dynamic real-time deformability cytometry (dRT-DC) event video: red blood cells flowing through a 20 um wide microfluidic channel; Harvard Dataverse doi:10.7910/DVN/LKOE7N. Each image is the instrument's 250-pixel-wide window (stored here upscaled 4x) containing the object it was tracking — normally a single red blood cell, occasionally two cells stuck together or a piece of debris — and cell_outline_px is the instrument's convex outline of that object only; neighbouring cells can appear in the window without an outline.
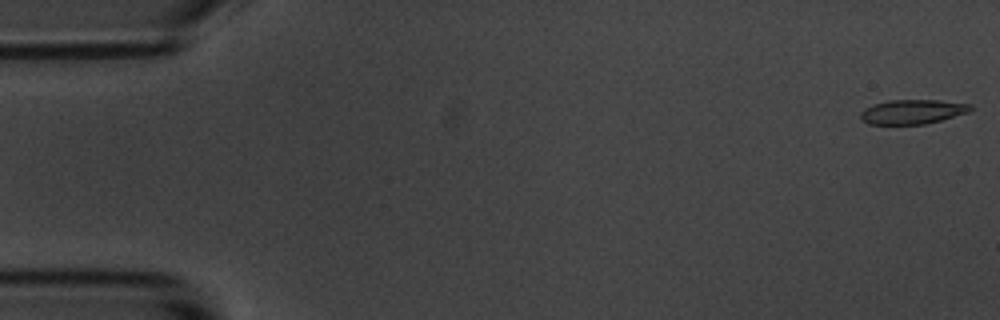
{"species": "common noctule bat (a hibernating species)", "species_latin": "Nyctalus noctula", "temperature_condition": "room temperature", "stored_images_in_passage": 10, "camera_frame_rate_fps": 3000, "um_per_image_px": 0.085, "animal": {"sex": "male", "body_mass_g": 20.1, "forearm_length_mm": 53.5}, "frame": {"image": 1, "passage_image": 1, "time_ms": 0.0, "image_size_px": [1000, 320], "cell_outline_px": [[972, 108], [968, 112], [940, 120], [924, 124], [868, 124], [860, 120], [860, 112], [864, 108], [872, 104], [888, 100], [936, 100], [972, 104]], "centroid_in_image_um": [77.5, 9.49], "position_along_channel_um": 7.5, "area_um2": 15.66}}
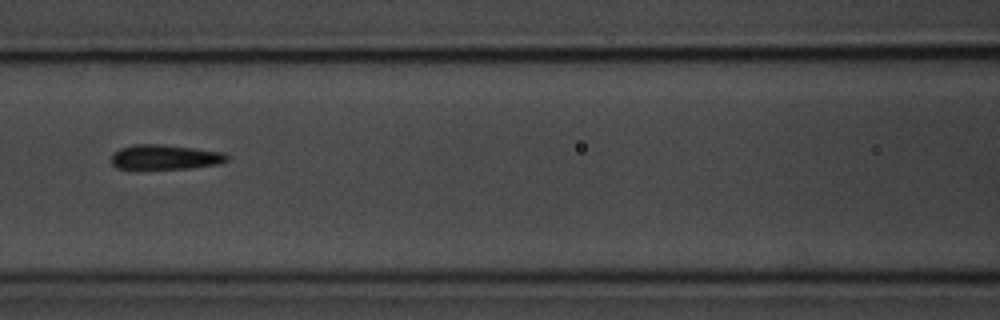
{"frame": {"image": 2, "passage_image": 8, "time_ms": 8.0, "image_size_px": [1000, 320], "cell_outline_px": [[228, 160], [220, 164], [192, 168], [116, 168], [112, 164], [112, 152], [120, 148], [132, 144], [164, 144], [196, 148], [220, 152], [228, 156]], "centroid_in_image_um": [14.02, 13.34], "position_along_channel_um": 152.6, "area_um2": 16.7}}
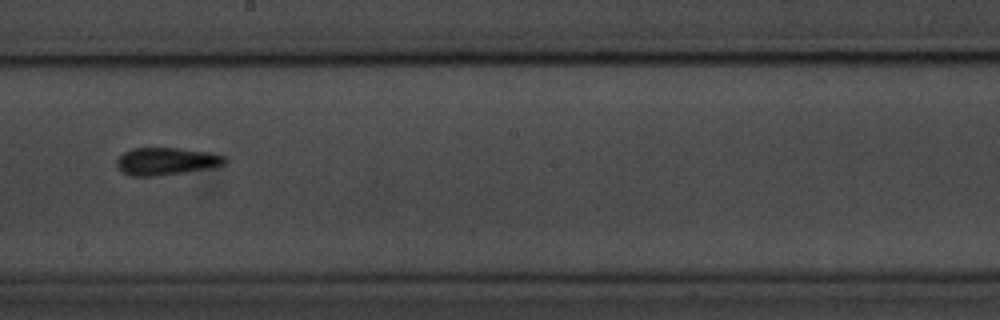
{"frame": {"image": 3, "passage_image": 10, "time_ms": 10.333, "image_size_px": [1000, 320], "cell_outline_px": [[228, 160], [224, 164], [208, 168], [184, 172], [152, 176], [128, 176], [116, 164], [116, 160], [124, 152], [132, 148], [176, 148], [212, 152], [228, 156]], "centroid_in_image_um": [14.17, 13.69], "position_along_channel_um": 234.0, "area_um2": 17.28}}